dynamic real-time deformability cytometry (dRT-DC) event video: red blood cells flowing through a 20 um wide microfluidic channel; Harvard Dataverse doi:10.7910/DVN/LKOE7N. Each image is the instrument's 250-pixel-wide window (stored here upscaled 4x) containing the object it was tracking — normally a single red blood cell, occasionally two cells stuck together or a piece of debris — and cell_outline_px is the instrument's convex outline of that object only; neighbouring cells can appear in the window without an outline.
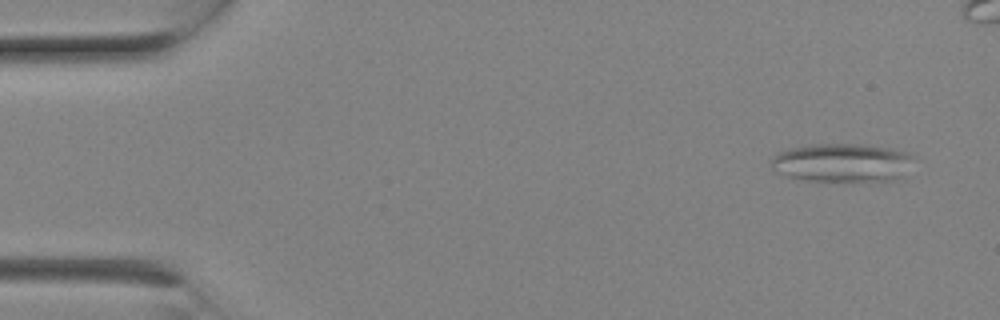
{"species": "Egyptian fruit bat (a non-hibernating species)", "species_latin": "Rousettus aegyptiacus", "temperature_condition": "room temperature", "stored_images_in_passage": 7, "camera_frame_rate_fps": 3000, "um_per_image_px": 0.085, "animal": {"sex": "female"}, "frame": {"image": 1, "passage_image": 1, "time_ms": 0.0, "image_size_px": [1000, 320], "cell_outline_px": [[912, 156], [904, 176], [892, 180], [804, 180], [788, 176], [776, 172], [772, 168], [772, 156], [780, 152], [792, 148], [816, 144], [864, 144], [892, 148], [908, 152]], "centroid_in_image_um": [71.58, 13.81], "position_along_channel_um": 13.4, "area_um2": 31.56}}